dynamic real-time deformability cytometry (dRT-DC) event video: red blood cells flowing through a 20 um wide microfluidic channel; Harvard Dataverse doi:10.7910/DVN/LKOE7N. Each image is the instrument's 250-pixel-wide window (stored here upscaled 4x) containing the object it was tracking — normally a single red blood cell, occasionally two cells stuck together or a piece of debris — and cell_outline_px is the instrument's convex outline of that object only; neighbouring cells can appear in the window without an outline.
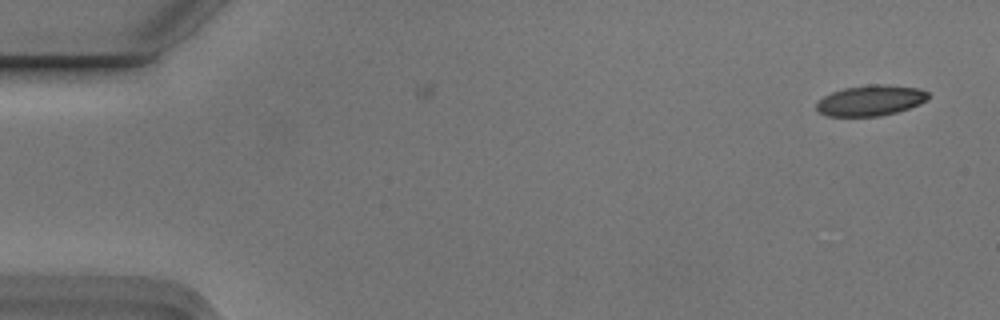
{"species": "Egyptian fruit bat (a non-hibernating species)", "species_latin": "Rousettus aegyptiacus", "temperature_condition": "cold", "stored_images_in_passage": 2, "camera_frame_rate_fps": 3000, "um_per_image_px": 0.085, "animal": {"sex": "male"}, "frame": {"image": 1, "passage_image": 2, "time_ms": 0.333, "image_size_px": [1000, 320], "cell_outline_px": [[928, 100], [920, 104], [896, 112], [880, 116], [828, 116], [820, 112], [816, 108], [816, 104], [824, 96], [832, 92], [844, 88], [872, 84], [884, 84], [920, 88], [928, 92]], "centroid_in_image_um": [74.03, 8.53], "position_along_channel_um": 11.0, "area_um2": 19.88}}